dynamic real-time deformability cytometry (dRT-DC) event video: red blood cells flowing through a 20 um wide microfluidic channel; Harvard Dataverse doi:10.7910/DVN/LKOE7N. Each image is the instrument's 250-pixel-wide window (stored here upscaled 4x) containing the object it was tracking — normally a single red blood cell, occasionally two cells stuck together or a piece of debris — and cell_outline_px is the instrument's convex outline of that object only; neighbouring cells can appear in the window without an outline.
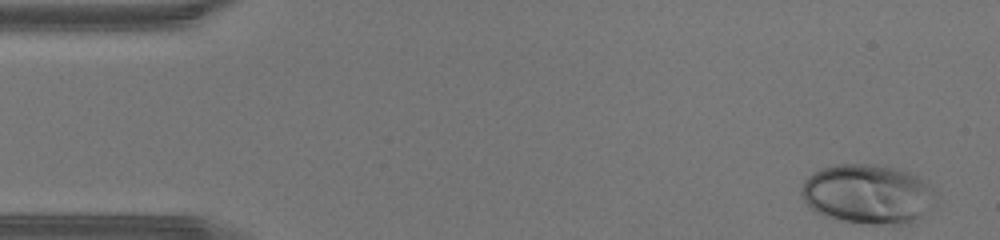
{"species": "human", "species_latin": "Homo sapiens", "temperature_condition": "warm", "stored_images_in_passage": 43, "camera_frame_rate_fps": 3000, "um_per_image_px": 0.085, "donor": {"sex": "male"}, "frame": {"image": 1, "passage_image": 1, "time_ms": 0.0, "image_size_px": [1000, 240], "cell_outline_px": [[932, 188], [928, 208], [916, 224], [872, 224], [840, 220], [824, 216], [816, 212], [804, 200], [800, 192], [800, 188], [804, 180], [812, 172], [820, 168], [836, 164], [872, 164], [892, 168], [908, 172], [916, 176], [928, 184]], "centroid_in_image_um": [73.68, 16.5], "position_along_channel_um": 11.3, "area_um2": 46.24}}
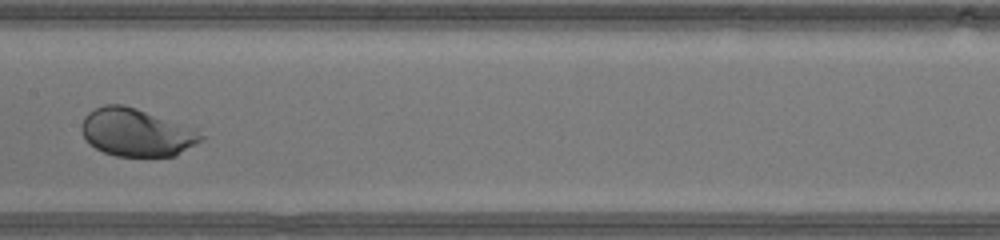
{"frame": {"image": 2, "passage_image": 21, "time_ms": 6.667, "image_size_px": [1000, 240], "cell_outline_px": [[204, 140], [176, 156], [116, 156], [104, 152], [88, 144], [80, 128], [80, 124], [84, 116], [88, 112], [104, 104], [124, 104], [136, 108], [192, 128], [204, 136]], "centroid_in_image_um": [11.56, 11.26], "position_along_channel_um": 195.8, "area_um2": 33.23}}
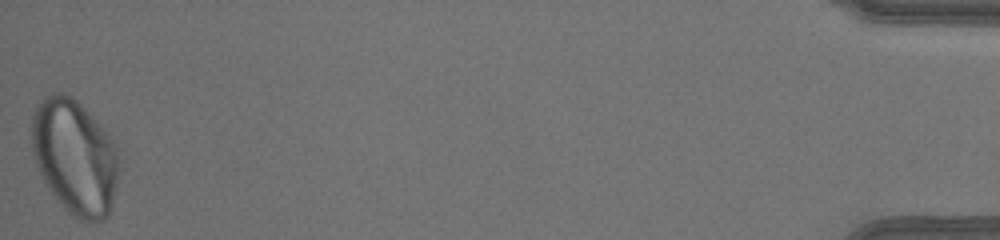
{"frame": {"image": 3, "passage_image": 43, "time_ms": 14.0, "image_size_px": [1000, 240], "cell_outline_px": [[120, 172], [108, 216], [104, 220], [80, 220], [72, 216], [56, 200], [44, 184], [32, 156], [32, 116], [40, 100], [44, 96], [52, 92], [64, 92], [72, 96], [112, 136], [120, 152]], "centroid_in_image_um": [6.37, 13.33], "position_along_channel_um": 428.8, "area_um2": 59.53}}